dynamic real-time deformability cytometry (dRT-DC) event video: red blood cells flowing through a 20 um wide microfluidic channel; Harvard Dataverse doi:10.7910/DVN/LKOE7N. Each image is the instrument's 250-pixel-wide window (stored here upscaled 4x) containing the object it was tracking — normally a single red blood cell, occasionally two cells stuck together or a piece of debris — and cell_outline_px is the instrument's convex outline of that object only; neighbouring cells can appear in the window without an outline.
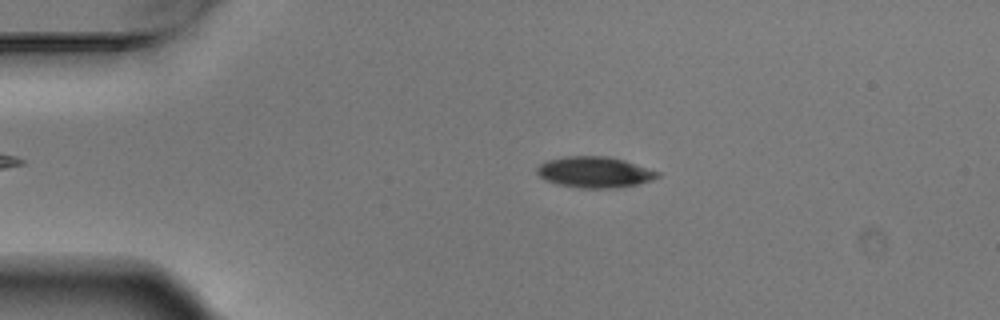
{"species": "Egyptian fruit bat (a non-hibernating species)", "species_latin": "Rousettus aegyptiacus", "temperature_condition": "warm", "stored_images_in_passage": 5, "camera_frame_rate_fps": 3000, "um_per_image_px": 0.085, "animal": {"sex": "male"}, "frame": {"image": 1, "passage_image": 3, "time_ms": 0.667, "image_size_px": [1000, 320], "cell_outline_px": [[660, 176], [652, 180], [620, 188], [580, 188], [556, 184], [544, 180], [536, 172], [536, 168], [540, 164], [548, 160], [568, 156], [604, 156], [624, 160], [660, 172]], "centroid_in_image_um": [50.53, 14.64], "position_along_channel_um": 34.5, "area_um2": 21.79}}
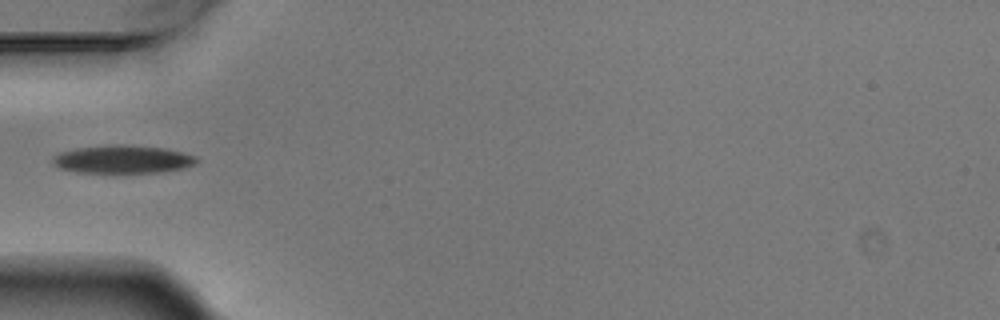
{"frame": {"image": 2, "passage_image": 5, "time_ms": 1.333, "image_size_px": [1000, 320], "cell_outline_px": [[196, 164], [184, 168], [160, 172], [76, 172], [60, 168], [52, 164], [52, 160], [60, 152], [76, 148], [164, 148], [196, 156]], "centroid_in_image_um": [10.44, 13.6], "position_along_channel_um": 74.6, "area_um2": 21.91}}